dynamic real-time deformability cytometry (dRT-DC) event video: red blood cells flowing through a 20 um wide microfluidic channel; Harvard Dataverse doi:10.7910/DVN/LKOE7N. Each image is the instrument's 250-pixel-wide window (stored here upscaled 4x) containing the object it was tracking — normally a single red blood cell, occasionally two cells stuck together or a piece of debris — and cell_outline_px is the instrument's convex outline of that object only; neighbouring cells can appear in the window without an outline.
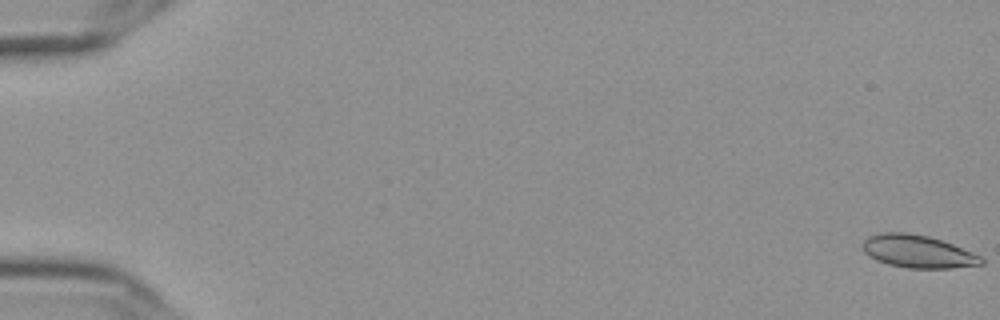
{"species": "Egyptian fruit bat (a non-hibernating species)", "species_latin": "Rousettus aegyptiacus", "temperature_condition": "cold", "stored_images_in_passage": 13, "camera_frame_rate_fps": 3000, "um_per_image_px": 0.085, "frame": {"image": 1, "passage_image": 1, "time_ms": 0.0, "image_size_px": [1000, 320], "cell_outline_px": [[984, 264], [952, 268], [908, 268], [888, 264], [876, 260], [864, 252], [864, 240], [868, 236], [880, 232], [904, 232], [928, 236], [952, 244], [972, 252], [980, 256], [984, 260]], "centroid_in_image_um": [78.01, 21.37], "position_along_channel_um": 7.0, "area_um2": 22.48}}